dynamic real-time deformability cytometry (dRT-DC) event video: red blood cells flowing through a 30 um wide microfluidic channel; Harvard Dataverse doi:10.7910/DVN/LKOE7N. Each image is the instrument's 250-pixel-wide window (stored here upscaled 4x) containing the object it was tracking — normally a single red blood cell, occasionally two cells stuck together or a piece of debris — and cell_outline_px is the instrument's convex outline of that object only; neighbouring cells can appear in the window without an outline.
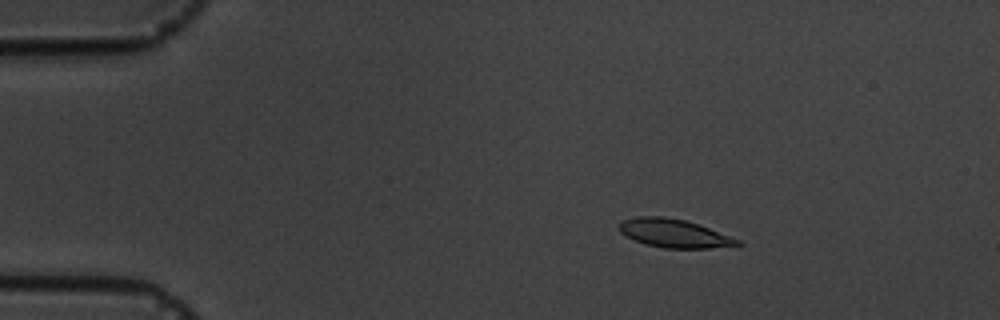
{"species": "common noctule bat (a hibernating species)", "species_latin": "Nyctalus noctula", "temperature_condition": "cold", "stored_images_in_passage": 4, "camera_frame_rate_fps": 3000, "um_per_image_px": 0.085, "animal": {"sex": "male", "body_mass_g": 19.5, "forearm_length_mm": 54.6}, "frame": {"image": 1, "passage_image": 2, "time_ms": 1.333, "image_size_px": [1000, 320], "cell_outline_px": [[744, 244], [708, 248], [664, 248], [644, 244], [620, 232], [620, 220], [636, 216], [664, 216], [684, 220], [708, 228], [740, 240]], "centroid_in_image_um": [57.26, 19.83], "position_along_channel_um": 27.7, "area_um2": 19.31}}